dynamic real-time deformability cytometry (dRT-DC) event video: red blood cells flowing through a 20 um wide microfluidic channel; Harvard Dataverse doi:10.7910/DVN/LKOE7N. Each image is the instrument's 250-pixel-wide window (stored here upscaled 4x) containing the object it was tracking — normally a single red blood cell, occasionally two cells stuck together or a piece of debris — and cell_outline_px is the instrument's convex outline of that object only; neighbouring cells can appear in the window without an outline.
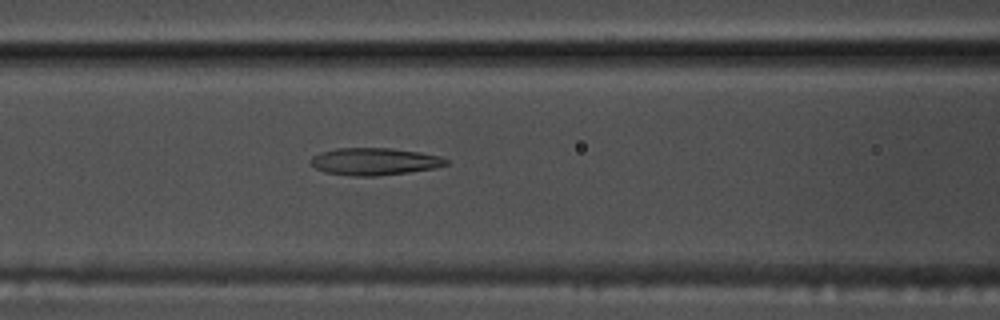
{"species": "common noctule bat (a hibernating species)", "species_latin": "Nyctalus noctula", "temperature_condition": "warm", "stored_images_in_passage": 50, "camera_frame_rate_fps": 3000, "um_per_image_px": 0.085, "animal": {"sex": "male", "body_mass_g": 17.5, "forearm_length_mm": 52.3}, "frame": {"image": 1, "passage_image": 23, "time_ms": 7.333, "image_size_px": [1000, 320], "cell_outline_px": [[448, 164], [436, 168], [408, 172], [376, 176], [352, 176], [324, 172], [316, 168], [312, 164], [312, 156], [320, 152], [336, 148], [392, 148], [420, 152], [440, 156], [448, 160]], "centroid_in_image_um": [31.85, 13.72], "position_along_channel_um": 134.8, "area_um2": 21.5}}
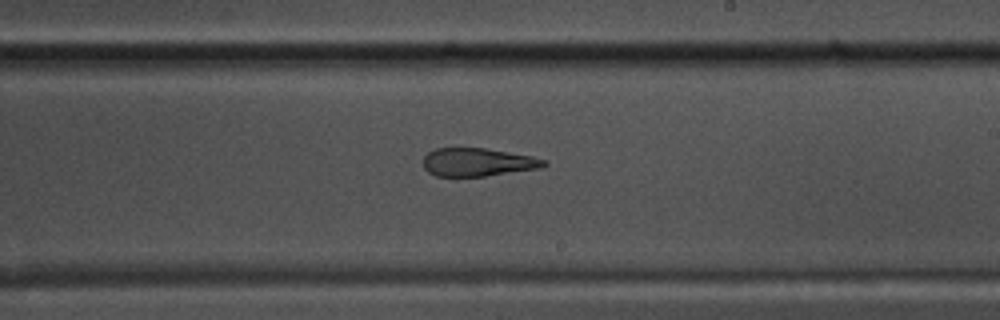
{"frame": {"image": 2, "passage_image": 32, "time_ms": 10.333, "image_size_px": [1000, 320], "cell_outline_px": [[548, 164], [540, 168], [484, 176], [436, 176], [428, 172], [424, 168], [424, 156], [428, 152], [436, 148], [484, 148], [532, 156], [548, 160]], "centroid_in_image_um": [40.61, 13.78], "position_along_channel_um": 248.4, "area_um2": 19.77}}
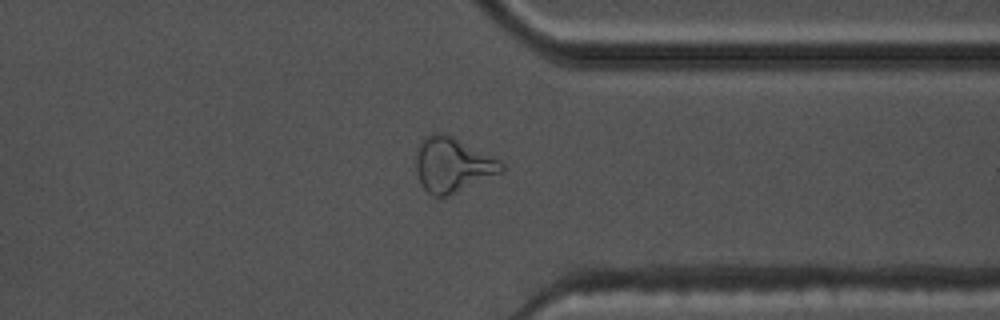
{"frame": {"image": 3, "passage_image": 42, "time_ms": 13.667, "image_size_px": [1000, 320], "cell_outline_px": [[504, 172], [448, 196], [432, 196], [420, 184], [416, 172], [416, 148], [420, 140], [424, 136], [436, 132], [444, 132], [500, 160], [504, 164]], "centroid_in_image_um": [38.44, 14.0], "position_along_channel_um": 373.0, "area_um2": 27.57}}